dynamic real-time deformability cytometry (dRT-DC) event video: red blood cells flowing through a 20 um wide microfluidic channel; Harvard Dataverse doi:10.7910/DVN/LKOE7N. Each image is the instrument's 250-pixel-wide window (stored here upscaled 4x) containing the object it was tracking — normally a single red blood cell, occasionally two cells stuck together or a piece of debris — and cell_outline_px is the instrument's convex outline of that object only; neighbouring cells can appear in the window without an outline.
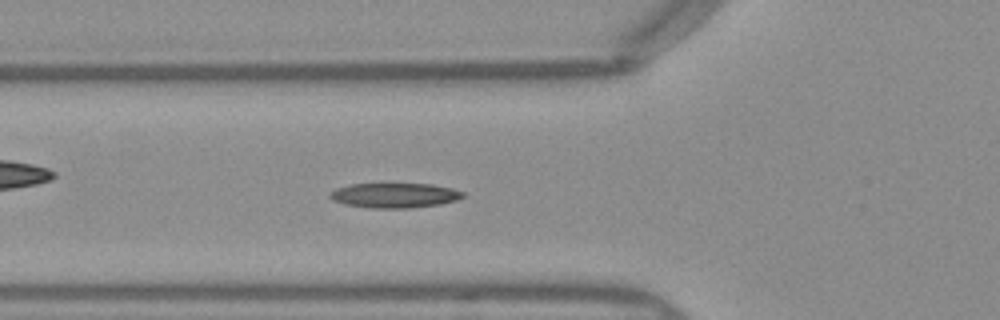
{"species": "Egyptian fruit bat (a non-hibernating species)", "species_latin": "Rousettus aegyptiacus", "temperature_condition": "warm", "stored_images_in_passage": 46, "camera_frame_rate_fps": 3000, "um_per_image_px": 0.085, "frame": {"image": 1, "passage_image": 17, "time_ms": 5.333, "image_size_px": [1000, 320], "cell_outline_px": [[464, 196], [456, 200], [440, 204], [412, 208], [372, 208], [344, 204], [332, 200], [328, 196], [336, 188], [348, 184], [432, 184], [452, 188], [464, 192]], "centroid_in_image_um": [33.54, 16.61], "position_along_channel_um": 92.3, "area_um2": 19.25}}
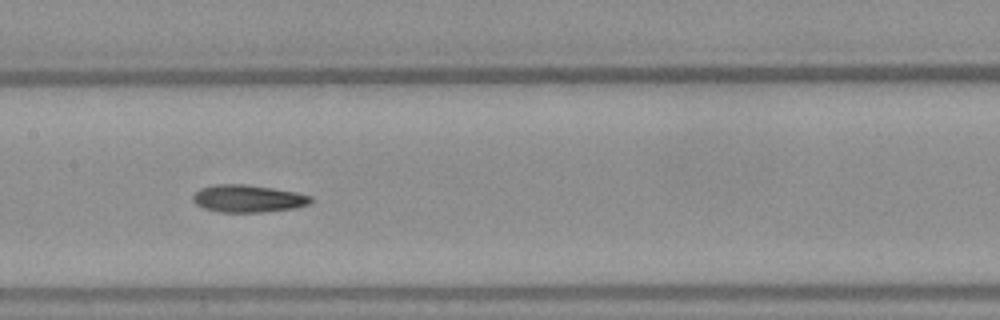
{"frame": {"image": 2, "passage_image": 24, "time_ms": 7.667, "image_size_px": [1000, 320], "cell_outline_px": [[312, 200], [308, 204], [296, 208], [264, 212], [220, 212], [204, 208], [196, 204], [192, 200], [192, 196], [200, 188], [216, 184], [244, 184], [272, 188], [296, 192], [312, 196]], "centroid_in_image_um": [21.08, 16.88], "position_along_channel_um": 186.3, "area_um2": 18.84}}
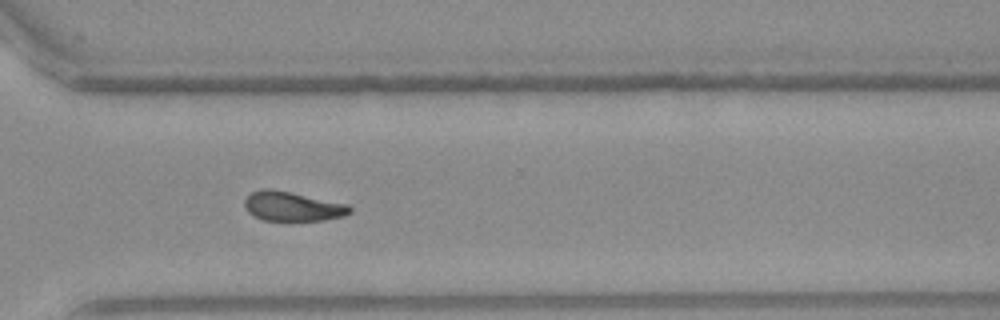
{"frame": {"image": 3, "passage_image": 36, "time_ms": 11.667, "image_size_px": [1000, 320], "cell_outline_px": [[352, 212], [344, 216], [324, 220], [264, 220], [252, 216], [244, 208], [244, 200], [252, 192], [260, 188], [268, 188], [348, 204], [352, 208]], "centroid_in_image_um": [24.83, 17.55], "position_along_channel_um": 345.8, "area_um2": 17.98}}